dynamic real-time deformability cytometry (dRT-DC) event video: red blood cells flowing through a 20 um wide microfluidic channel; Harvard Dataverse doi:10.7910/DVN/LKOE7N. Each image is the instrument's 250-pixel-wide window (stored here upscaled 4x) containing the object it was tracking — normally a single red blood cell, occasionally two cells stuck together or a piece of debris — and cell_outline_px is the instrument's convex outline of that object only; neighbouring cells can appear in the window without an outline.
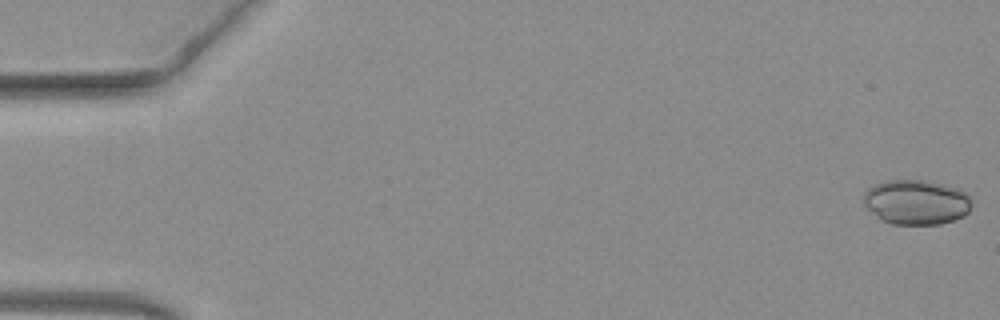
{"species": "common noctule bat (a hibernating species)", "species_latin": "Nyctalus noctula", "temperature_condition": "warm", "stored_images_in_passage": 51, "camera_frame_rate_fps": 3000, "um_per_image_px": 0.085, "animal": {"sex": "female", "body_mass_g": 19.3, "forearm_length_mm": 54.1}, "frame": {"image": 1, "passage_image": 1, "time_ms": 0.0, "image_size_px": [1000, 320], "cell_outline_px": [[972, 204], [968, 212], [964, 216], [940, 224], [892, 224], [880, 220], [864, 204], [864, 192], [872, 184], [884, 180], [924, 180], [960, 188], [968, 192], [972, 200]], "centroid_in_image_um": [77.9, 17.17], "position_along_channel_um": 7.1, "area_um2": 28.61}}
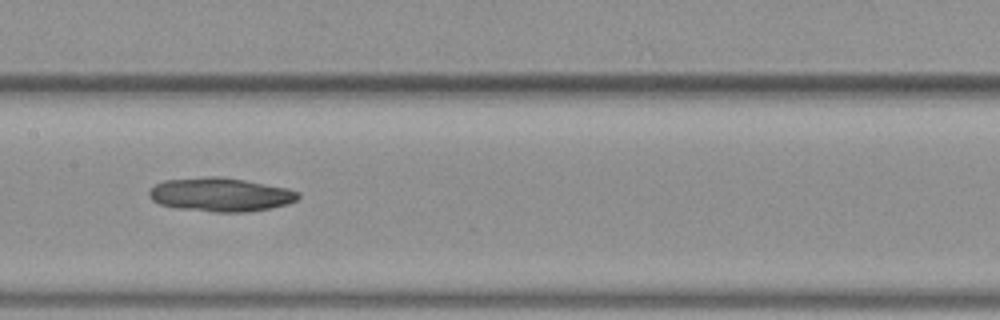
{"frame": {"image": 2, "passage_image": 26, "time_ms": 8.333, "image_size_px": [1000, 320], "cell_outline_px": [[300, 196], [296, 200], [288, 204], [272, 208], [248, 212], [216, 212], [176, 208], [160, 204], [152, 200], [148, 196], [148, 192], [156, 184], [164, 180], [208, 176], [220, 176], [244, 180], [288, 188], [300, 192]], "centroid_in_image_um": [18.76, 16.54], "position_along_channel_um": 188.6, "area_um2": 29.48}}
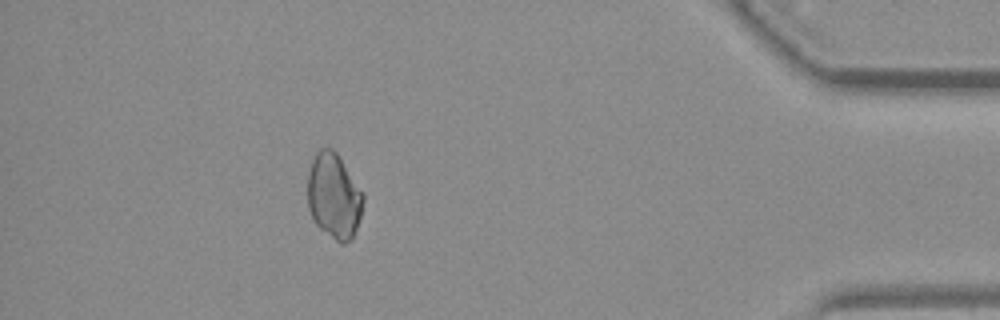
{"frame": {"image": 3, "passage_image": 46, "time_ms": 15.0, "image_size_px": [1000, 320], "cell_outline_px": [[364, 200], [360, 216], [352, 240], [344, 244], [340, 244], [320, 228], [316, 224], [308, 208], [308, 172], [312, 160], [316, 152], [320, 148], [332, 148], [336, 152], [364, 192]], "centroid_in_image_um": [28.39, 16.66], "position_along_channel_um": 406.8, "area_um2": 27.74}, "authors_computed_cell_mechanics": {"area_um2": 28.611, "velocity_mm_per_s": 4.0459, "shape_relaxation_time_tau1_ms": 6.1993, "shape_relaxation_time_tau2_ms": null, "deformation_change_tau1": 0.0893, "deformation_change_tau2": null}}